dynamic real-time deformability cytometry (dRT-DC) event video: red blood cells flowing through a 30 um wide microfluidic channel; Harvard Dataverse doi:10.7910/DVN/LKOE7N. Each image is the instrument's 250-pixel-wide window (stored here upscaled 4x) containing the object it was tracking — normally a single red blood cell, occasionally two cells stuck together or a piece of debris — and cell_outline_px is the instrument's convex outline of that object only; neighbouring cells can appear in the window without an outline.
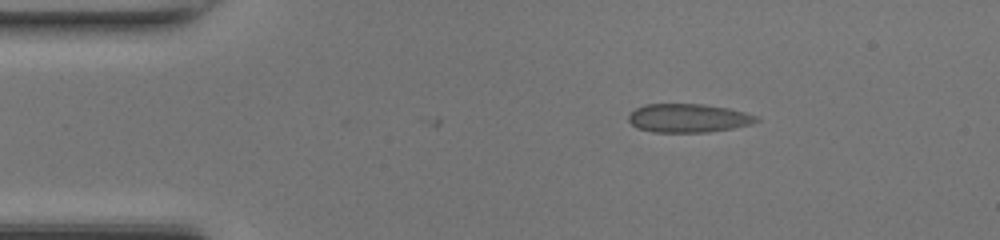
{"species": "common noctule bat (a hibernating species)", "species_latin": "Nyctalus noctula", "temperature_condition": "room temperature", "stored_images_in_passage": 3, "camera_frame_rate_fps": 3000, "um_per_image_px": 0.085, "animal": {"sex": "female", "body_mass_g": 17.0, "forearm_length_mm": 48.0}, "frame": {"image": 1, "passage_image": 3, "time_ms": 0.667, "image_size_px": [1000, 240], "cell_outline_px": [[760, 120], [752, 124], [732, 128], [708, 132], [652, 132], [636, 128], [628, 120], [628, 116], [636, 108], [644, 104], [704, 104], [728, 108], [744, 112], [756, 116]], "centroid_in_image_um": [58.49, 10.04], "position_along_channel_um": 26.5, "area_um2": 21.33}}